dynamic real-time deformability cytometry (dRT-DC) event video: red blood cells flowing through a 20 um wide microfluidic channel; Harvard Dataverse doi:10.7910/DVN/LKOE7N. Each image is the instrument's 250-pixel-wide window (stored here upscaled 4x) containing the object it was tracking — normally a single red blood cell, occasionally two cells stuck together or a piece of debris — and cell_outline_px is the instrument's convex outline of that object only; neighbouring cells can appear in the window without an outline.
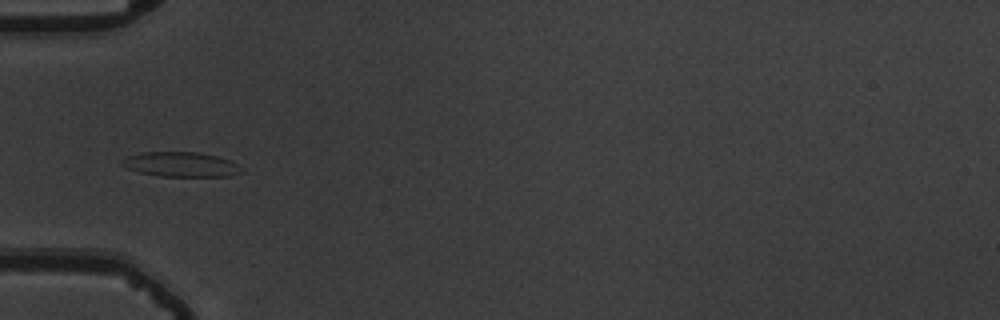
{"species": "common noctule bat (a hibernating species)", "species_latin": "Nyctalus noctula", "temperature_condition": "warm", "stored_images_in_passage": 20, "camera_frame_rate_fps": 3000, "um_per_image_px": 0.085, "animal": {"sex": "male", "body_mass_g": 19.5, "forearm_length_mm": 54.6}, "frame": {"image": 1, "passage_image": 1, "time_ms": 0.0, "image_size_px": [1000, 320], "cell_outline_px": [[244, 172], [232, 176], [160, 176], [140, 172], [128, 168], [120, 164], [120, 160], [128, 156], [140, 152], [196, 152], [216, 156], [228, 160], [244, 168]], "centroid_in_image_um": [15.39, 13.97], "position_along_channel_um": 69.6, "area_um2": 17.22}}
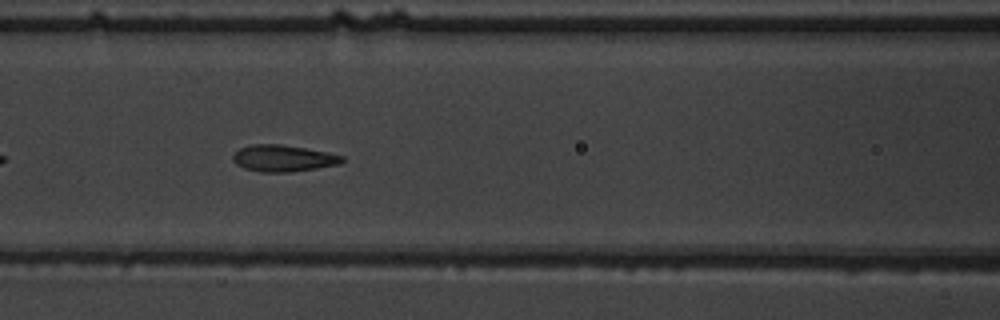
{"frame": {"image": 2, "passage_image": 7, "time_ms": 2.0, "image_size_px": [1000, 320], "cell_outline_px": [[344, 160], [340, 164], [292, 172], [260, 172], [244, 168], [236, 164], [232, 160], [232, 156], [240, 148], [252, 144], [280, 144], [328, 152], [344, 156]], "centroid_in_image_um": [24.07, 13.46], "position_along_channel_um": 142.5, "area_um2": 16.94}}
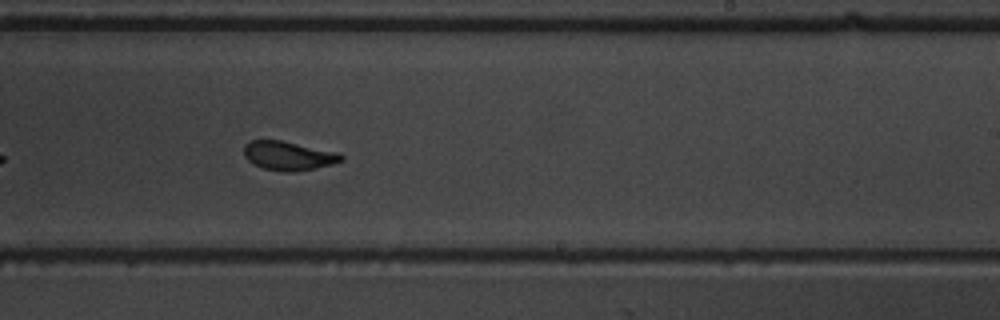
{"frame": {"image": 3, "passage_image": 17, "time_ms": 5.333, "image_size_px": [1000, 320], "cell_outline_px": [[344, 160], [332, 164], [316, 168], [292, 172], [280, 172], [264, 168], [248, 160], [244, 156], [244, 144], [252, 140], [280, 140], [340, 152], [344, 156]], "centroid_in_image_um": [24.55, 13.24], "position_along_channel_um": 264.4, "area_um2": 16.53}}